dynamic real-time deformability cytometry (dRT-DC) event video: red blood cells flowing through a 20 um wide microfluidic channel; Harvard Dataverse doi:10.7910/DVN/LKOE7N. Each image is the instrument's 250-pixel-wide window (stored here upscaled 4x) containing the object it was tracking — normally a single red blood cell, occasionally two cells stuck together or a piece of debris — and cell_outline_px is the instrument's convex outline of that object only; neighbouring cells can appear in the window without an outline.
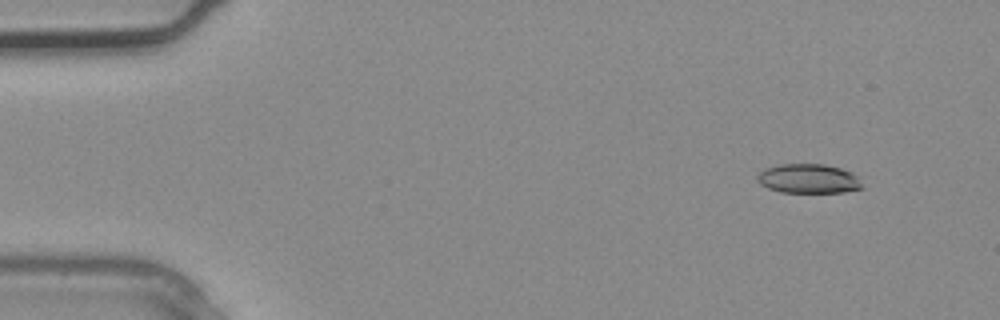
{"species": "common noctule bat (a hibernating species)", "species_latin": "Nyctalus noctula", "temperature_condition": "warm", "stored_images_in_passage": 3, "segment_of_instrument_passage": [1, 2], "camera_frame_rate_fps": 3000, "um_per_image_px": 0.085, "animal": {"sex": "male", "body_mass_g": 20.4}, "frame": {"image": 1, "passage_image": 1, "time_ms": 0.0, "image_size_px": [1000, 320], "cell_outline_px": [[864, 188], [844, 192], [780, 192], [768, 188], [760, 184], [756, 180], [756, 176], [764, 168], [780, 164], [824, 164], [840, 168], [852, 172], [860, 176]], "centroid_in_image_um": [68.75, 15.18], "position_along_channel_um": 16.3, "area_um2": 18.21}}
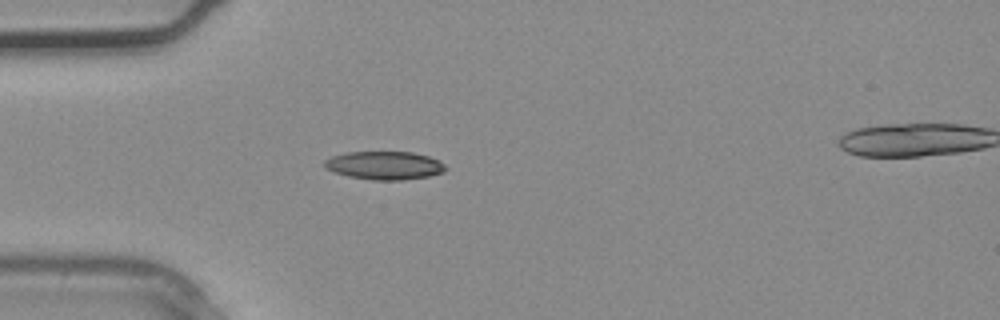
{"frame": {"image": 2, "passage_image": 2, "time_ms": 0.333, "image_size_px": [1000, 320], "cell_outline_px": [[448, 168], [444, 172], [428, 176], [400, 180], [372, 180], [348, 176], [336, 172], [328, 168], [324, 164], [324, 160], [332, 156], [344, 152], [412, 152], [428, 156], [440, 160]], "centroid_in_image_um": [32.72, 14.05], "position_along_channel_um": 52.3, "area_um2": 19.88}}